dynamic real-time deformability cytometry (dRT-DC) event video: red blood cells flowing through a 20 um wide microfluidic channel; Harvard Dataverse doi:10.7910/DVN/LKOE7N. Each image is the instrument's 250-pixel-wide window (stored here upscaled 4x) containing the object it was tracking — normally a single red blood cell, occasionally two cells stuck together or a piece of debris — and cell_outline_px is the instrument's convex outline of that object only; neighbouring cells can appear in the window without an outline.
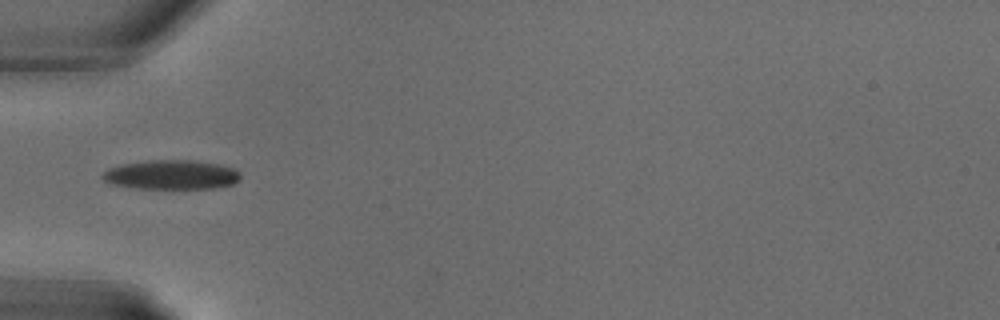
{"species": "common noctule bat (a hibernating species)", "species_latin": "Nyctalus noctula", "temperature_condition": "warm", "stored_images_in_passage": 4, "camera_frame_rate_fps": 3000, "um_per_image_px": 0.085, "animal": {"sex": "male", "body_mass_g": 18.8}, "frame": {"image": 1, "passage_image": 1, "time_ms": 0.0, "image_size_px": [1000, 320], "cell_outline_px": [[240, 180], [232, 184], [212, 188], [136, 188], [112, 184], [104, 180], [100, 176], [108, 168], [120, 164], [148, 160], [196, 160], [220, 164], [236, 168], [240, 172]], "centroid_in_image_um": [14.58, 14.83], "position_along_channel_um": 70.4, "area_um2": 23.76}}
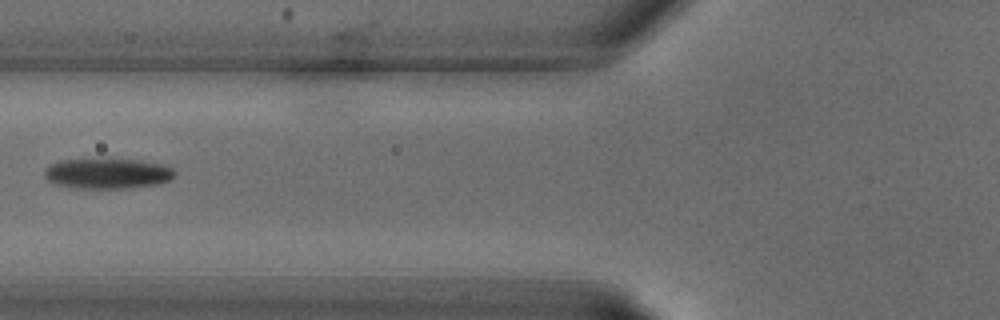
{"frame": {"image": 2, "passage_image": 3, "time_ms": 0.667, "image_size_px": [1000, 320], "cell_outline_px": [[176, 172], [172, 180], [156, 184], [120, 188], [80, 188], [52, 184], [44, 176], [44, 168], [60, 160], [140, 160], [164, 164], [172, 168]], "centroid_in_image_um": [9.14, 14.75], "position_along_channel_um": 116.7, "area_um2": 22.83}}